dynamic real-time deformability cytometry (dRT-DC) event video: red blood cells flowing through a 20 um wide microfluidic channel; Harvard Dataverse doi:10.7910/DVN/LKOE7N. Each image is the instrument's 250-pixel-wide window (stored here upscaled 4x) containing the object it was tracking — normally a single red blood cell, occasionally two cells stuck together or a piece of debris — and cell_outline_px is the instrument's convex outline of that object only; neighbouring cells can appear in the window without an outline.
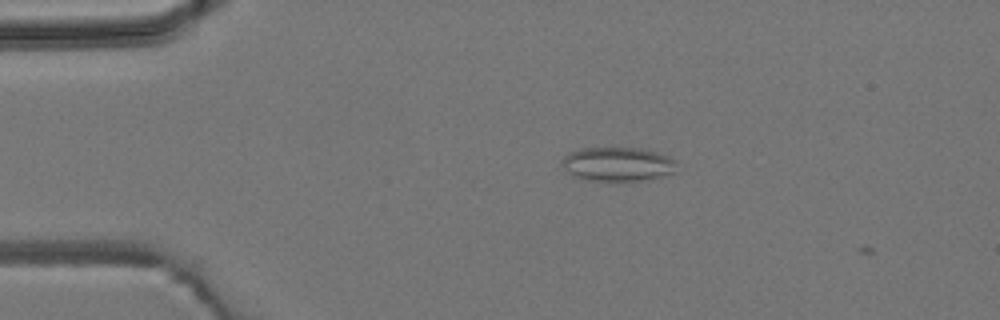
{"species": "common noctule bat (a hibernating species)", "species_latin": "Nyctalus noctula", "temperature_condition": "room temperature", "stored_images_in_passage": 3, "camera_frame_rate_fps": 3000, "um_per_image_px": 0.085, "animal": {"sex": "male", "body_mass_g": 19.2, "forearm_length_mm": 51.8}, "frame": {"image": 1, "passage_image": 2, "time_ms": 1.0, "image_size_px": [1000, 320], "cell_outline_px": [[676, 160], [672, 172], [664, 176], [640, 180], [588, 180], [576, 176], [564, 168], [560, 164], [560, 160], [568, 152], [580, 148], [640, 148], [656, 152], [668, 156]], "centroid_in_image_um": [52.46, 13.93], "position_along_channel_um": 32.5, "area_um2": 22.48}}